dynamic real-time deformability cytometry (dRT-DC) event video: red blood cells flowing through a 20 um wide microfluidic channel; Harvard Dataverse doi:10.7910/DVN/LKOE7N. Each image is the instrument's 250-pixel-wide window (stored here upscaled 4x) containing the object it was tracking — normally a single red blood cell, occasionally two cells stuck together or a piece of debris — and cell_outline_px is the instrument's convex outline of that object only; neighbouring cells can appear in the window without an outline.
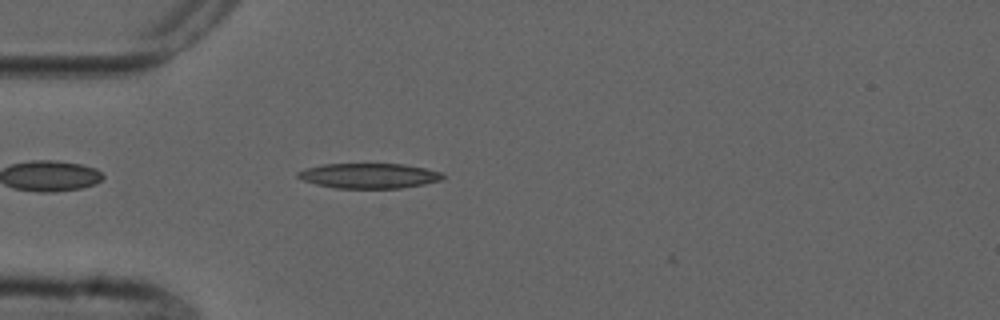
{"species": "common noctule bat (a hibernating species)", "species_latin": "Nyctalus noctula", "temperature_condition": "cold", "stored_images_in_passage": 1, "camera_frame_rate_fps": 3000, "um_per_image_px": 0.085, "animal": {"sex": "male", "forearm_length_mm": 52.5}, "frame": {"image": 1, "passage_image": 1, "time_ms": 0.0, "image_size_px": [1000, 320], "cell_outline_px": [[444, 176], [440, 180], [424, 184], [400, 188], [336, 188], [316, 184], [304, 180], [296, 176], [296, 172], [320, 164], [404, 164], [424, 168], [440, 172]], "centroid_in_image_um": [31.34, 14.94], "position_along_channel_um": 53.7, "area_um2": 20.98}}